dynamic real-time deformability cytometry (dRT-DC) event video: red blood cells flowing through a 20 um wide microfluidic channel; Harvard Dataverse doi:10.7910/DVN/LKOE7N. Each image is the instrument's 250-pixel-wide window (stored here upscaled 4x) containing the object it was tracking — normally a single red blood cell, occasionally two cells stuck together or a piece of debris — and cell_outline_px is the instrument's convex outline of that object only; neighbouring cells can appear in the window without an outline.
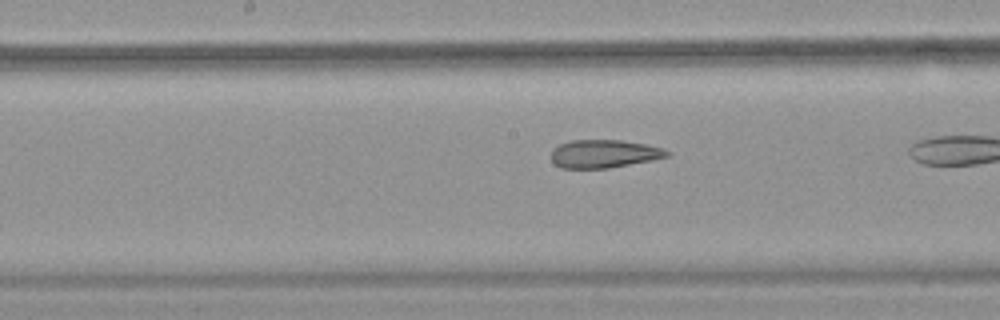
{"species": "common noctule bat (a hibernating species)", "species_latin": "Nyctalus noctula", "temperature_condition": "warm", "stored_images_in_passage": 37, "camera_frame_rate_fps": 3000, "um_per_image_px": 0.085, "animal": {"sex": "female", "body_mass_g": 18.4}, "frame": {"image": 1, "passage_image": 22, "time_ms": 7.0, "image_size_px": [1000, 320], "cell_outline_px": [[672, 152], [668, 156], [652, 160], [608, 168], [560, 168], [552, 160], [552, 148], [560, 144], [572, 140], [620, 140], [648, 144]], "centroid_in_image_um": [51.34, 13.06], "position_along_channel_um": 196.9, "area_um2": 18.9}}